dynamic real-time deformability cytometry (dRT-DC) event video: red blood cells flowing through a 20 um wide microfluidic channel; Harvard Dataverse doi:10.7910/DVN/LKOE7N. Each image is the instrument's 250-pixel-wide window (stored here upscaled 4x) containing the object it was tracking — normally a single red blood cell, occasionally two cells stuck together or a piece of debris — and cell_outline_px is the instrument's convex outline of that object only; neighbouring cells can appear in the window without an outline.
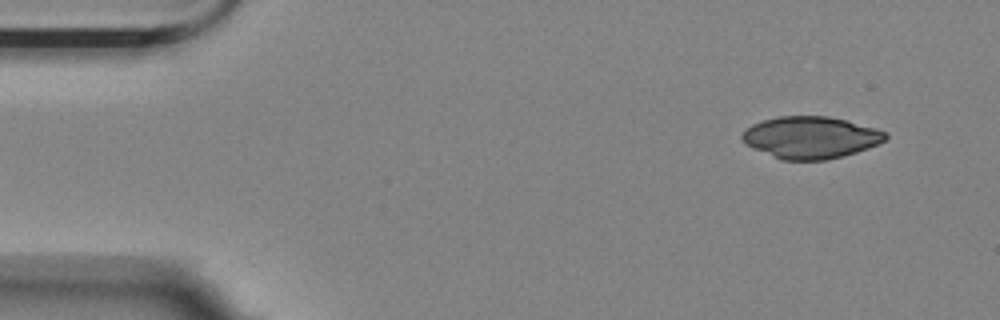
{"species": "Egyptian fruit bat (a non-hibernating species)", "species_latin": "Rousettus aegyptiacus", "temperature_condition": "room temperature", "stored_images_in_passage": 6, "segment_of_instrument_passage": [2, 2], "camera_frame_rate_fps": 3000, "um_per_image_px": 0.085, "animal": {"sex": "female"}, "frame": {"image": 1, "passage_image": 6, "time_ms": 6.0, "image_size_px": [1000, 320], "cell_outline_px": [[888, 136], [884, 140], [868, 148], [856, 152], [828, 160], [780, 160], [744, 144], [740, 140], [740, 136], [752, 124], [764, 120], [780, 116], [828, 116], [876, 128], [888, 132]], "centroid_in_image_um": [68.88, 11.69], "position_along_channel_um": 16.1, "area_um2": 35.03}}